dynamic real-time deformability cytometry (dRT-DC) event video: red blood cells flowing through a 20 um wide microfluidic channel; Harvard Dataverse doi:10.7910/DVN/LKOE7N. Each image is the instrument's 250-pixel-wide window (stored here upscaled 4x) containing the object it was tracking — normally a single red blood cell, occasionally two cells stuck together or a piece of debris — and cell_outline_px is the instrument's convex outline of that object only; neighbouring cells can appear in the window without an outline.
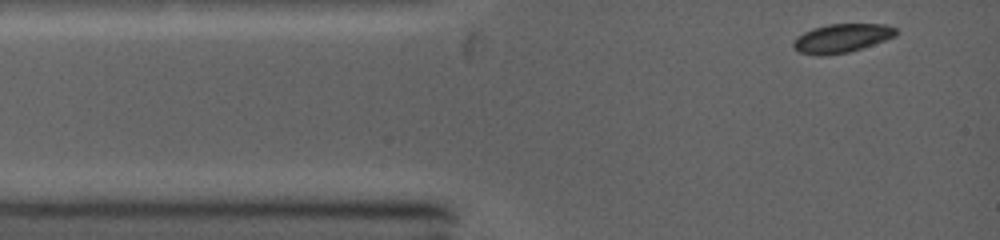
{"species": "common noctule bat (a hibernating species)", "species_latin": "Nyctalus noctula", "temperature_condition": "warm", "stored_images_in_passage": 34, "camera_frame_rate_fps": 5000, "um_per_image_px": 0.085, "animal": {"sex": "female", "body_mass_g": 19.0, "forearm_length_mm": 53.3}, "frame": {"image": 1, "passage_image": 1, "time_ms": 0.0, "image_size_px": [1000, 240], "cell_outline_px": [[900, 32], [896, 36], [848, 52], [824, 56], [820, 56], [800, 52], [792, 48], [792, 44], [796, 36], [812, 28], [828, 24], [884, 24], [896, 28]], "centroid_in_image_um": [71.52, 3.24], "position_along_channel_um": 13.5, "area_um2": 17.22}}
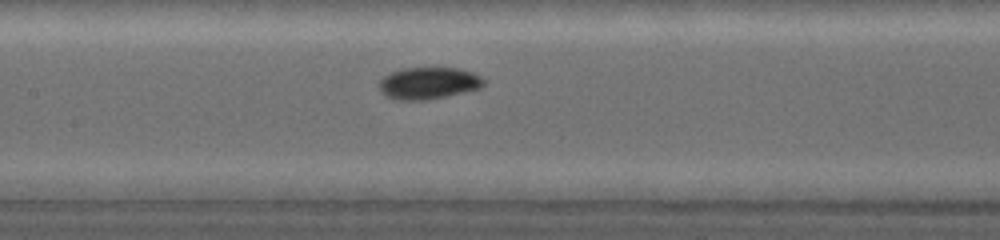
{"frame": {"image": 2, "passage_image": 15, "time_ms": 4.6, "image_size_px": [1000, 240], "cell_outline_px": [[484, 84], [480, 88], [464, 92], [424, 100], [392, 100], [380, 92], [380, 80], [384, 76], [392, 72], [404, 68], [456, 68], [472, 72], [480, 76], [484, 80]], "centroid_in_image_um": [36.39, 7.07], "position_along_channel_um": 171.0, "area_um2": 19.31}}
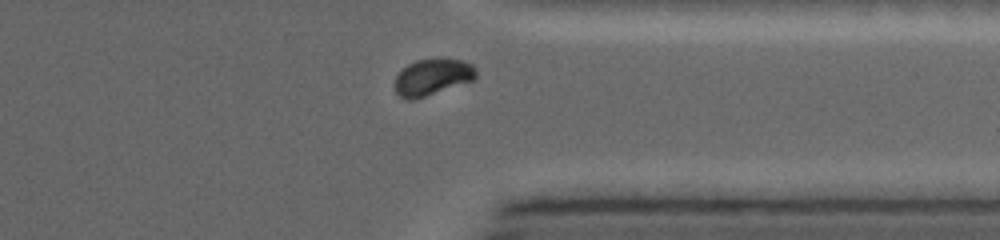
{"frame": {"image": 3, "passage_image": 30, "time_ms": 9.4, "image_size_px": [1000, 240], "cell_outline_px": [[476, 76], [472, 80], [412, 100], [404, 100], [396, 92], [396, 76], [408, 64], [416, 60], [440, 56], [464, 60], [472, 64], [476, 68]], "centroid_in_image_um": [36.77, 6.49], "position_along_channel_um": 374.6, "area_um2": 17.34}, "authors_computed_cell_mechanics": {"area_um2": 18.0047, "velocity_mm_per_s": 4.2713, "shape_relaxation_time_tau1_ms": 2.269, "shape_relaxation_time_tau2_ms": null, "deformation_change_tau1": 0.0753, "deformation_change_tau2": null}}